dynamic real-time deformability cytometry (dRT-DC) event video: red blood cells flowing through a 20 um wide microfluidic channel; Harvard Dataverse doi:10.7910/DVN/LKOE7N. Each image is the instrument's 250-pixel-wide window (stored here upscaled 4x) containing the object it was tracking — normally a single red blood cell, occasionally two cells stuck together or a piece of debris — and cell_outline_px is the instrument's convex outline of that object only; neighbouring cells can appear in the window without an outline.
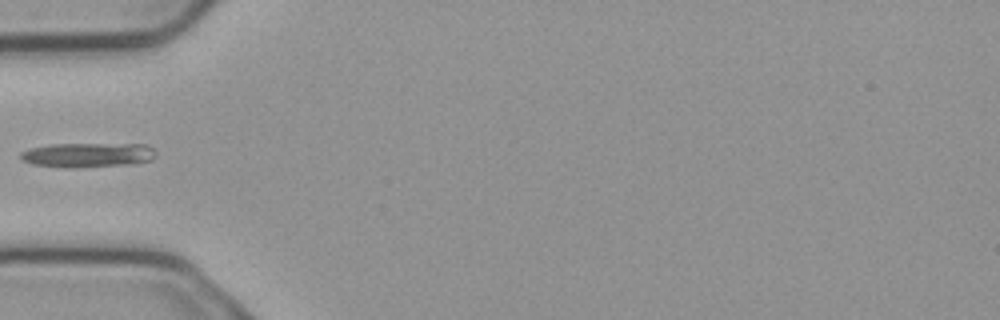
{"species": "common noctule bat (a hibernating species)", "species_latin": "Nyctalus noctula", "temperature_condition": "cold", "stored_images_in_passage": 5, "camera_frame_rate_fps": 3000, "um_per_image_px": 0.085, "animal": {"sex": "male", "body_mass_g": 23.1, "forearm_length_mm": 52.7}, "frame": {"image": 1, "passage_image": 5, "time_ms": 1.333, "image_size_px": [1000, 320], "cell_outline_px": [[156, 156], [152, 160], [136, 164], [72, 168], [68, 168], [32, 164], [24, 160], [20, 156], [20, 152], [32, 148], [52, 144], [144, 144], [152, 148], [156, 152]], "centroid_in_image_um": [7.52, 13.18], "position_along_channel_um": 77.5, "area_um2": 19.42}}